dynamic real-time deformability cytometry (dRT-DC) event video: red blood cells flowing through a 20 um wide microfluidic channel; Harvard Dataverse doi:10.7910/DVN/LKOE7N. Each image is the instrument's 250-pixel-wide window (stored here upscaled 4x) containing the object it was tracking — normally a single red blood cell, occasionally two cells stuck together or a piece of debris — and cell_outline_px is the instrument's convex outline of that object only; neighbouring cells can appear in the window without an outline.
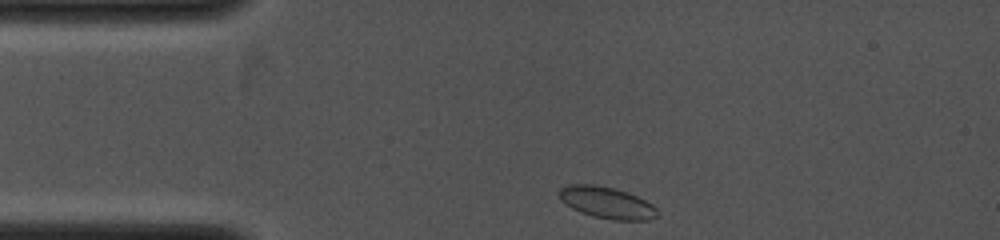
{"species": "common noctule bat (a hibernating species)", "species_latin": "Nyctalus noctula", "temperature_condition": "cold", "stored_images_in_passage": 23, "camera_frame_rate_fps": 4000, "um_per_image_px": 0.085, "animal": {"sex": "female", "body_mass_g": 19.0, "forearm_length_mm": 53.3}, "frame": {"image": 1, "passage_image": 1, "time_ms": 0.0, "image_size_px": [1000, 240], "cell_outline_px": [[660, 216], [648, 220], [612, 220], [592, 216], [580, 212], [572, 208], [560, 200], [560, 188], [568, 184], [596, 184], [628, 192], [652, 204], [660, 212]], "centroid_in_image_um": [51.6, 17.23], "position_along_channel_um": 33.4, "area_um2": 18.21}}
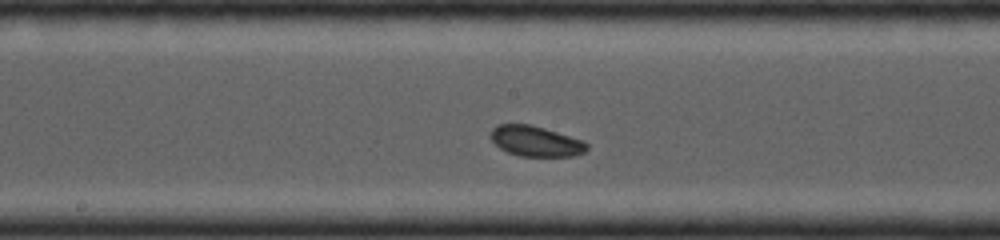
{"frame": {"image": 2, "passage_image": 10, "time_ms": 4.25, "image_size_px": [1000, 240], "cell_outline_px": [[588, 148], [584, 152], [576, 156], [520, 156], [508, 152], [500, 148], [488, 136], [488, 132], [496, 124], [532, 124], [584, 140], [588, 144]], "centroid_in_image_um": [45.52, 11.99], "position_along_channel_um": 202.7, "area_um2": 17.34}}
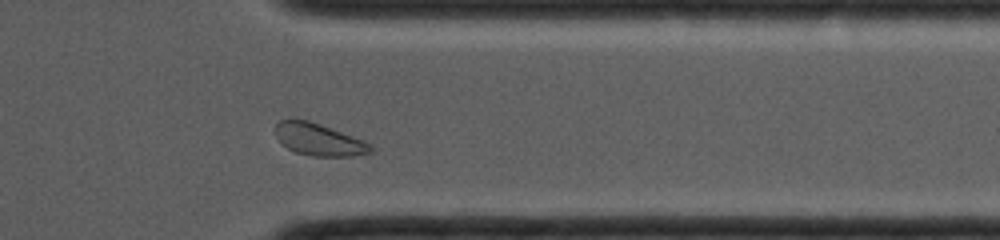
{"frame": {"image": 3, "passage_image": 20, "time_ms": 8.0, "image_size_px": [1000, 240], "cell_outline_px": [[372, 152], [352, 156], [312, 156], [296, 152], [280, 144], [276, 136], [276, 124], [280, 120], [308, 120], [320, 124], [364, 140], [372, 144]], "centroid_in_image_um": [27.11, 11.87], "position_along_channel_um": 384.3, "area_um2": 17.74}}